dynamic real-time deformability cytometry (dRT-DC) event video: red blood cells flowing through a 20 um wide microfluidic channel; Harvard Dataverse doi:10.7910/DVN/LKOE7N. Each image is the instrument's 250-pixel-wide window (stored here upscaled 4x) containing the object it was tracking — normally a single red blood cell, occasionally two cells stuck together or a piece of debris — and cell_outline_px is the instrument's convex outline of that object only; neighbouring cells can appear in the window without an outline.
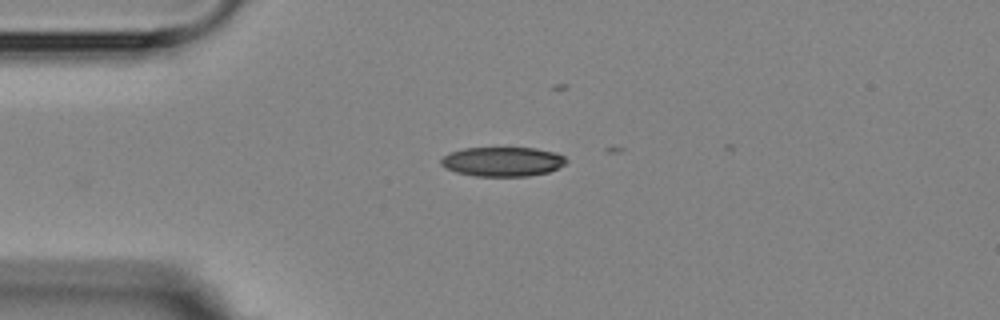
{"species": "Egyptian fruit bat (a non-hibernating species)", "species_latin": "Rousettus aegyptiacus", "temperature_condition": "room temperature", "stored_images_in_passage": 2, "camera_frame_rate_fps": 3000, "um_per_image_px": 0.085, "animal": {"sex": "female"}, "frame": {"image": 1, "passage_image": 1, "time_ms": 0.0, "image_size_px": [1000, 320], "cell_outline_px": [[568, 160], [564, 164], [548, 172], [528, 176], [476, 176], [456, 172], [444, 168], [440, 164], [440, 160], [448, 152], [464, 148], [536, 148], [556, 152], [564, 156]], "centroid_in_image_um": [42.69, 13.73], "position_along_channel_um": 42.3, "area_um2": 21.56}}